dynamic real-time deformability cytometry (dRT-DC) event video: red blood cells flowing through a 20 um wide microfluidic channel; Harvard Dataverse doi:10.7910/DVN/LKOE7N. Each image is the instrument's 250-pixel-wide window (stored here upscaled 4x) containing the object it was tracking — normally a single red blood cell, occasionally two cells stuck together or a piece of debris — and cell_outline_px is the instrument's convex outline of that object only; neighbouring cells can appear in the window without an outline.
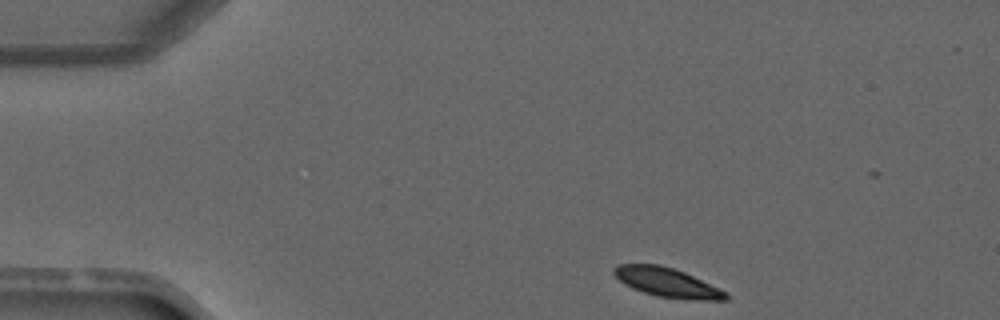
{"species": "common noctule bat (a hibernating species)", "species_latin": "Nyctalus noctula", "temperature_condition": "warm", "stored_images_in_passage": 4, "camera_frame_rate_fps": 3000, "um_per_image_px": 0.085, "animal": {"sex": "male", "forearm_length_mm": 52.5}, "frame": {"image": 1, "passage_image": 4, "time_ms": 4.667, "image_size_px": [1000, 320], "cell_outline_px": [[728, 300], [692, 300], [656, 296], [632, 288], [624, 284], [612, 272], [612, 268], [616, 264], [660, 264], [684, 272], [728, 292]], "centroid_in_image_um": [56.7, 24.01], "position_along_channel_um": 28.3, "area_um2": 19.07}}